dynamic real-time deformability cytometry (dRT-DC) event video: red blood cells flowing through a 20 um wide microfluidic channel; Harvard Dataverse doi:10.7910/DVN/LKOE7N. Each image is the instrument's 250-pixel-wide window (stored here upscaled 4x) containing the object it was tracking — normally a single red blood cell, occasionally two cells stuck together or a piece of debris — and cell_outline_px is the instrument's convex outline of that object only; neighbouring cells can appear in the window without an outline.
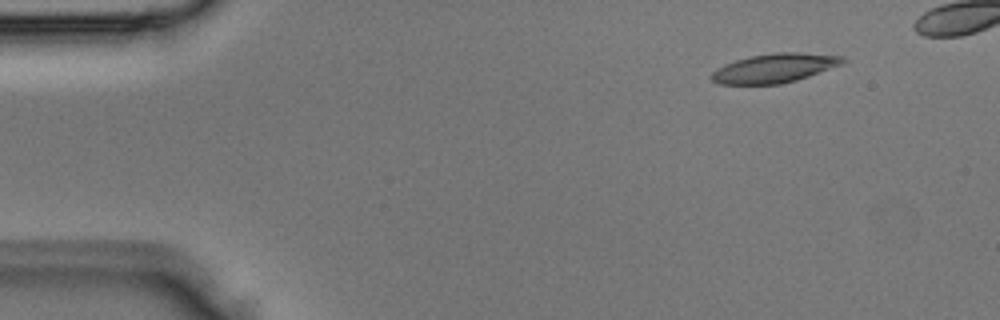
{"species": "Egyptian fruit bat (a non-hibernating species)", "species_latin": "Rousettus aegyptiacus", "temperature_condition": "room temperature", "stored_images_in_passage": 3, "segment_of_instrument_passage": [2, 2], "camera_frame_rate_fps": 3000, "um_per_image_px": 0.085, "animal": {"sex": "male"}, "frame": {"image": 1, "passage_image": 3, "time_ms": 0.667, "image_size_px": [1000, 320], "cell_outline_px": [[848, 60], [840, 64], [808, 76], [796, 80], [780, 84], [720, 84], [712, 80], [712, 72], [716, 68], [724, 64], [736, 60], [752, 56], [776, 52], [800, 52], [844, 56]], "centroid_in_image_um": [65.83, 5.78], "position_along_channel_um": 19.2, "area_um2": 22.02}}